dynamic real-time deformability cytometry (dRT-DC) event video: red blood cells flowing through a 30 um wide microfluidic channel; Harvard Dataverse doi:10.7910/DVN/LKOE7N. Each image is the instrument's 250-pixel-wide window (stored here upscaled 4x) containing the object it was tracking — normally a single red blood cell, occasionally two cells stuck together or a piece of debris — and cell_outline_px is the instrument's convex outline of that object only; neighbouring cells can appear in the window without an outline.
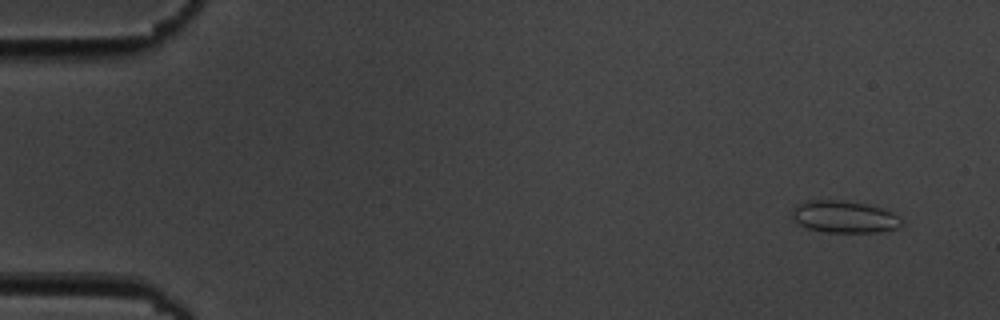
{"species": "common noctule bat (a hibernating species)", "species_latin": "Nyctalus noctula", "temperature_condition": "cold", "stored_images_in_passage": 4, "camera_frame_rate_fps": 3000, "um_per_image_px": 0.085, "animal": {"sex": "male", "body_mass_g": 19.5, "forearm_length_mm": 54.6}, "frame": {"image": 1, "passage_image": 1, "time_ms": 0.0, "image_size_px": [1000, 320], "cell_outline_px": [[904, 220], [896, 228], [880, 232], [824, 232], [808, 228], [800, 224], [792, 216], [792, 208], [808, 200], [844, 200], [884, 208], [900, 216]], "centroid_in_image_um": [71.8, 18.42], "position_along_channel_um": 13.2, "area_um2": 20.4}}
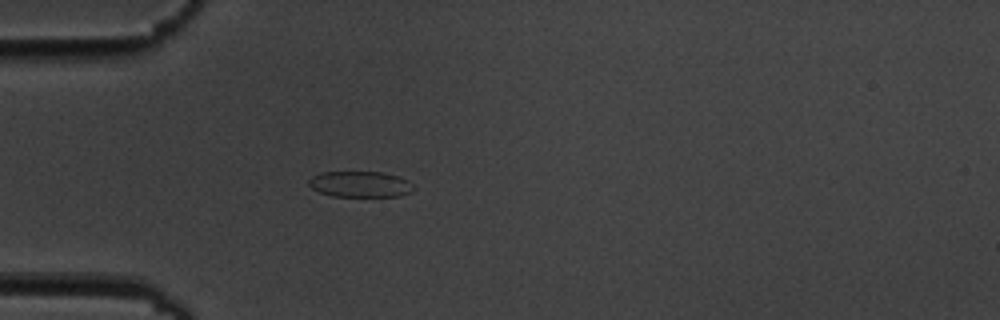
{"frame": {"image": 2, "passage_image": 4, "time_ms": 4.333, "image_size_px": [1000, 320], "cell_outline_px": [[416, 188], [412, 192], [400, 196], [332, 196], [320, 192], [312, 188], [308, 184], [308, 180], [312, 176], [320, 172], [380, 172], [400, 176], [408, 180]], "centroid_in_image_um": [30.64, 15.65], "position_along_channel_um": 54.4, "area_um2": 15.95}}